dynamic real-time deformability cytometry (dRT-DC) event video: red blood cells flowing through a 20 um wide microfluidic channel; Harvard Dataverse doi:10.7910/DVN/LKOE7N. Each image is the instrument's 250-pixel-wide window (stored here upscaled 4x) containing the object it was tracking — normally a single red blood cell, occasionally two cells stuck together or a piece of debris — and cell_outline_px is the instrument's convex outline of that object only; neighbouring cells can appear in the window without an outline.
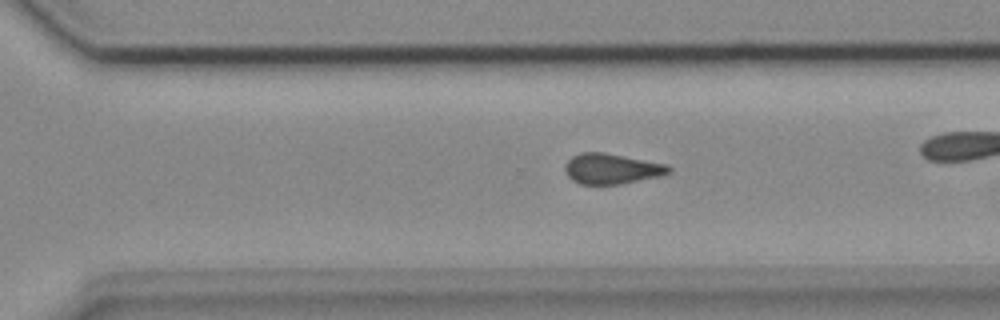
{"species": "common noctule bat (a hibernating species)", "species_latin": "Nyctalus noctula", "temperature_condition": "cold", "stored_images_in_passage": 50, "camera_frame_rate_fps": 3000, "um_per_image_px": 0.085, "animal": {"sex": "female", "body_mass_g": 18.4}, "frame": {"image": 1, "passage_image": 36, "time_ms": 11.667, "image_size_px": [1000, 320], "cell_outline_px": [[672, 172], [660, 176], [620, 184], [580, 184], [572, 180], [568, 176], [564, 168], [564, 164], [572, 156], [580, 152], [604, 152], [668, 164], [672, 168]], "centroid_in_image_um": [52.0, 14.33], "position_along_channel_um": 318.6, "area_um2": 18.55}}